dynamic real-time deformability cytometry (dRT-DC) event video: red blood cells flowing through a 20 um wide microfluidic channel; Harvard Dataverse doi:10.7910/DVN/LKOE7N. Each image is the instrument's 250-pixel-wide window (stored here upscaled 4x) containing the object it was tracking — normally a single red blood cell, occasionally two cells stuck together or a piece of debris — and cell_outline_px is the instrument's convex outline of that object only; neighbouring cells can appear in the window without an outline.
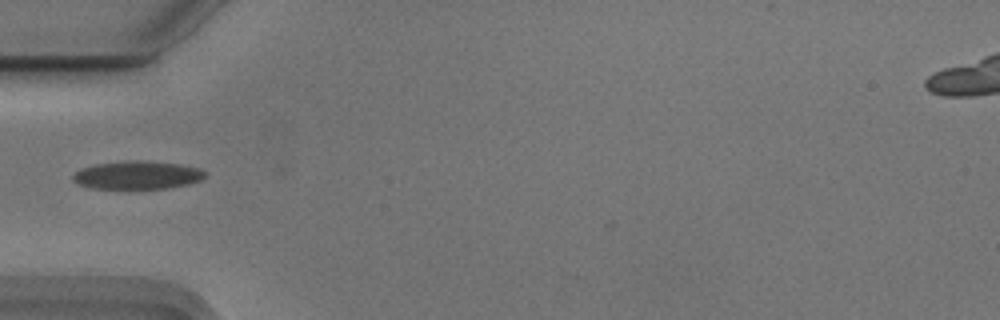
{"species": "Egyptian fruit bat (a non-hibernating species)", "species_latin": "Rousettus aegyptiacus", "temperature_condition": "cold", "stored_images_in_passage": 5, "camera_frame_rate_fps": 3000, "um_per_image_px": 0.085, "animal": {"sex": "male"}, "frame": {"image": 1, "passage_image": 2, "time_ms": 0.333, "image_size_px": [1000, 320], "cell_outline_px": [[208, 172], [200, 180], [188, 184], [168, 188], [92, 188], [76, 184], [72, 180], [72, 176], [80, 168], [92, 164], [128, 160], [148, 160], [180, 164], [200, 168]], "centroid_in_image_um": [11.66, 14.86], "position_along_channel_um": 73.3, "area_um2": 21.96}}